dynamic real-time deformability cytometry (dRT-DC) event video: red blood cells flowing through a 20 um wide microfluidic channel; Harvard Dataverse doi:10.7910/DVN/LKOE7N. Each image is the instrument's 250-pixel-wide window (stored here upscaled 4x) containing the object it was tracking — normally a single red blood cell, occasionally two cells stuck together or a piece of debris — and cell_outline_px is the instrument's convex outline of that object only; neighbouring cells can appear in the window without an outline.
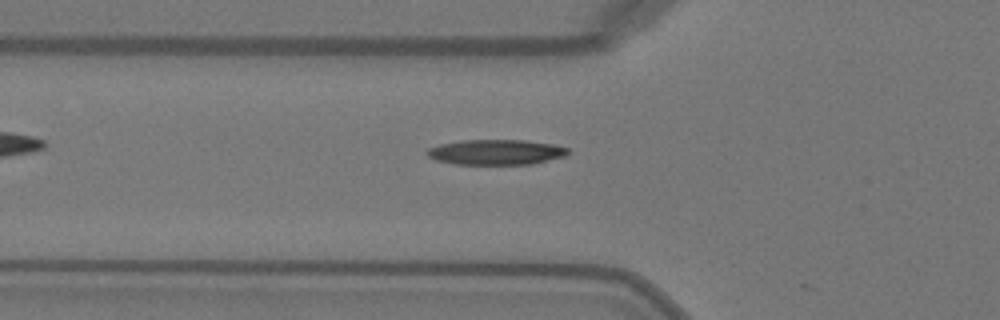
{"species": "Egyptian fruit bat (a non-hibernating species)", "species_latin": "Rousettus aegyptiacus", "temperature_condition": "warm", "stored_images_in_passage": 19, "camera_frame_rate_fps": 3000, "um_per_image_px": 0.085, "animal": {"sex": "female"}, "frame": {"image": 1, "passage_image": 18, "time_ms": 5.667, "image_size_px": [1000, 320], "cell_outline_px": [[568, 152], [564, 156], [532, 164], [452, 164], [436, 160], [428, 156], [424, 152], [428, 148], [440, 144], [460, 140], [524, 140], [552, 144], [568, 148]], "centroid_in_image_um": [42.1, 12.93], "position_along_channel_um": 83.7, "area_um2": 20.69}}